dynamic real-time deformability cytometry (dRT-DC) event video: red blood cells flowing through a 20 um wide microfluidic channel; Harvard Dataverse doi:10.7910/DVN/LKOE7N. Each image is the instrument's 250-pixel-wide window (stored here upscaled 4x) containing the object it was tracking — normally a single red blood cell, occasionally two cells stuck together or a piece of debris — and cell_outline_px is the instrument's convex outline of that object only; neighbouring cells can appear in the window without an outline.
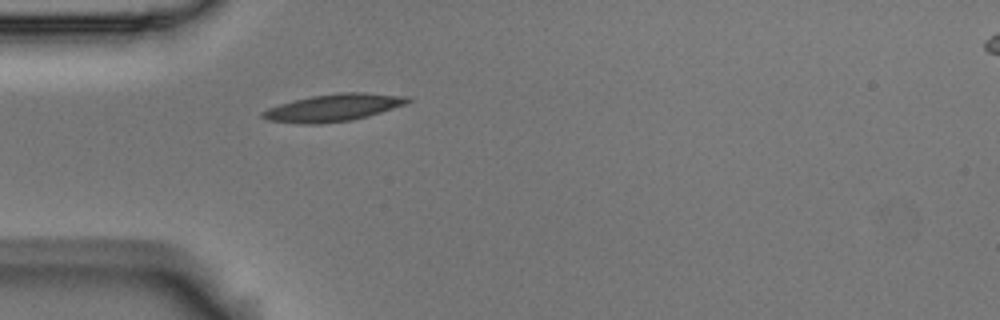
{"species": "Egyptian fruit bat (a non-hibernating species)", "species_latin": "Rousettus aegyptiacus", "temperature_condition": "room temperature", "stored_images_in_passage": 1, "camera_frame_rate_fps": 3000, "um_per_image_px": 0.085, "animal": {"sex": "male"}, "frame": {"image": 1, "passage_image": 1, "time_ms": 0.0, "image_size_px": [1000, 320], "cell_outline_px": [[412, 100], [404, 104], [368, 116], [352, 120], [320, 124], [304, 124], [268, 120], [260, 116], [260, 112], [268, 108], [280, 104], [312, 96], [340, 92], [364, 92], [408, 96]], "centroid_in_image_um": [28.33, 9.15], "position_along_channel_um": 56.7, "area_um2": 22.89}}